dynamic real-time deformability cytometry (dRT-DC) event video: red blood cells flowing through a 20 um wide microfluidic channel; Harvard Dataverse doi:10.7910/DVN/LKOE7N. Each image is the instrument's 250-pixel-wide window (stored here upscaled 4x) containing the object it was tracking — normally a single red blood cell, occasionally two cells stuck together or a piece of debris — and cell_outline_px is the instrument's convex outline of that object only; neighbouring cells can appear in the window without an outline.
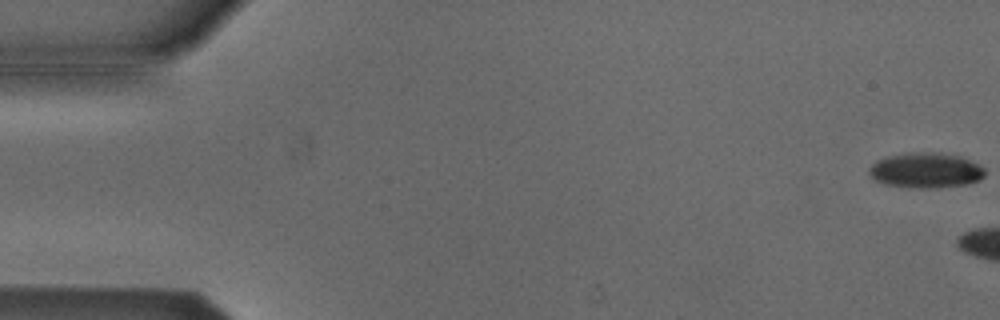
{"species": "Egyptian fruit bat (a non-hibernating species)", "species_latin": "Rousettus aegyptiacus", "temperature_condition": "cold", "stored_images_in_passage": 5, "camera_frame_rate_fps": 3000, "um_per_image_px": 0.085, "animal": {"sex": "male"}, "frame": {"image": 1, "passage_image": 1, "time_ms": 0.0, "image_size_px": [1000, 320], "cell_outline_px": [[984, 176], [980, 180], [964, 184], [928, 188], [908, 188], [884, 184], [876, 180], [868, 172], [868, 168], [876, 160], [884, 156], [908, 152], [932, 152], [960, 156], [984, 168]], "centroid_in_image_um": [78.62, 14.47], "position_along_channel_um": 6.4, "area_um2": 23.76}}